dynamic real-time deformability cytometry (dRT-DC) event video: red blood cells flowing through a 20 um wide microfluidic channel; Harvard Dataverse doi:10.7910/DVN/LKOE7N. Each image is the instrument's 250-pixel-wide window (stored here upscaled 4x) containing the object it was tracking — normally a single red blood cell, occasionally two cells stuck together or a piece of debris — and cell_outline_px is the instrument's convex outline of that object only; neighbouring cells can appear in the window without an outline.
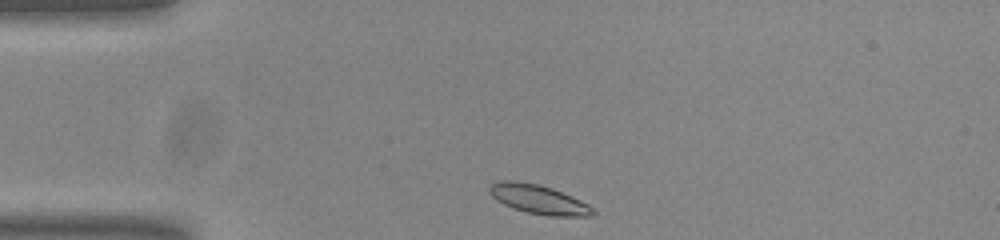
{"species": "common noctule bat (a hibernating species)", "species_latin": "Nyctalus noctula", "temperature_condition": "room temperature", "stored_images_in_passage": 43, "camera_frame_rate_fps": 3000, "um_per_image_px": 0.085, "animal": {"sex": "male", "body_mass_g": 20.0, "forearm_length_mm": 53.3}, "frame": {"image": 1, "passage_image": 1, "time_ms": 0.0, "image_size_px": [1000, 240], "cell_outline_px": [[596, 212], [592, 216], [548, 216], [528, 212], [512, 208], [496, 200], [488, 192], [488, 188], [492, 184], [500, 180], [516, 180], [540, 184], [552, 188], [572, 196], [588, 204]], "centroid_in_image_um": [45.76, 16.93], "position_along_channel_um": 39.2, "area_um2": 17.69}}
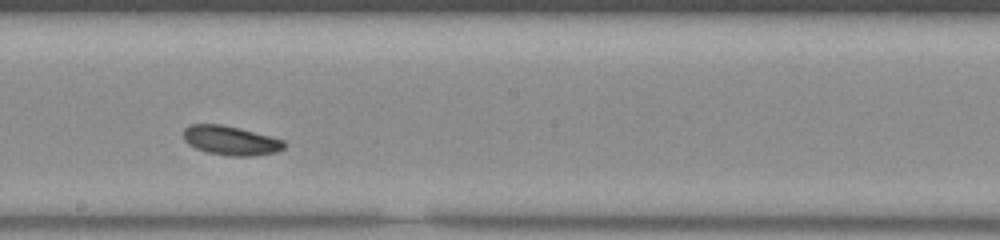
{"frame": {"image": 2, "passage_image": 19, "time_ms": 6.0, "image_size_px": [1000, 240], "cell_outline_px": [[288, 144], [284, 148], [276, 152], [252, 156], [228, 156], [208, 152], [196, 148], [188, 144], [184, 140], [184, 128], [188, 124], [220, 124], [240, 128], [284, 140]], "centroid_in_image_um": [19.62, 11.94], "position_along_channel_um": 228.6, "area_um2": 17.22}}
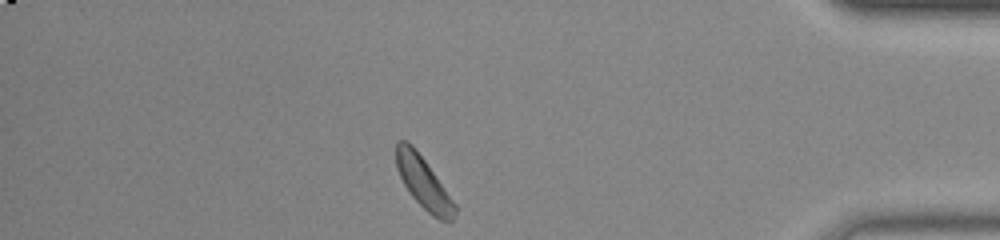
{"frame": {"image": 3, "passage_image": 36, "time_ms": 11.667, "image_size_px": [1000, 240], "cell_outline_px": [[456, 212], [452, 220], [440, 220], [432, 216], [412, 196], [404, 184], [396, 168], [396, 140], [408, 140], [412, 144], [424, 160], [456, 204]], "centroid_in_image_um": [35.97, 15.5], "position_along_channel_um": 399.2, "area_um2": 17.34}}